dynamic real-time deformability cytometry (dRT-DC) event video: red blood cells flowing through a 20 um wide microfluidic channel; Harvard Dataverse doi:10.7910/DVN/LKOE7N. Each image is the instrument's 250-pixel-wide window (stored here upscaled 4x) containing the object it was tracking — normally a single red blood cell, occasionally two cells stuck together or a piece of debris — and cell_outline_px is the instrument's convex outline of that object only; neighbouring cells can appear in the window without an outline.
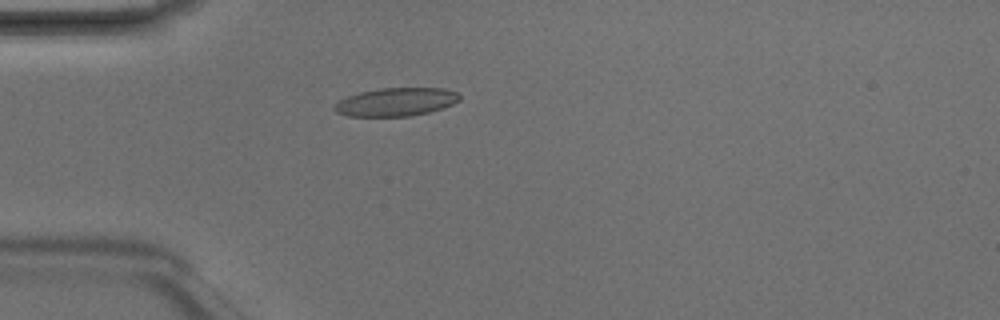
{"species": "Egyptian fruit bat (a non-hibernating species)", "species_latin": "Rousettus aegyptiacus", "temperature_condition": "room temperature", "stored_images_in_passage": 4, "camera_frame_rate_fps": 3000, "um_per_image_px": 0.085, "animal": {"sex": "male"}, "frame": {"image": 1, "passage_image": 4, "time_ms": 1.0, "image_size_px": [1000, 320], "cell_outline_px": [[460, 100], [452, 104], [428, 112], [412, 116], [348, 116], [336, 112], [332, 108], [340, 100], [348, 96], [360, 92], [380, 88], [444, 88], [456, 92], [460, 96]], "centroid_in_image_um": [33.65, 8.66], "position_along_channel_um": 51.3, "area_um2": 20.46}}